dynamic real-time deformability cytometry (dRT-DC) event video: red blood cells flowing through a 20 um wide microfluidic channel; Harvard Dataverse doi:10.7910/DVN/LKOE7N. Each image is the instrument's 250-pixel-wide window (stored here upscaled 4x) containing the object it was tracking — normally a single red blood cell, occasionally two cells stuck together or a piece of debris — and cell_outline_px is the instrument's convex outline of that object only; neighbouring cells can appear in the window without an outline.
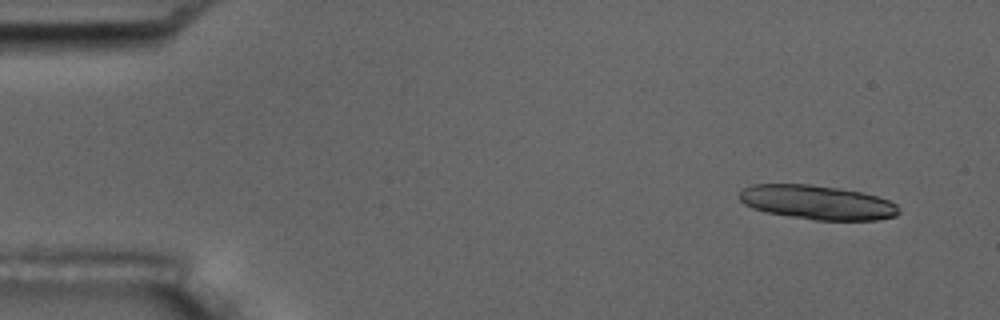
{"species": "common noctule bat (a hibernating species)", "species_latin": "Nyctalus noctula", "temperature_condition": "room temperature", "stored_images_in_passage": 6, "camera_frame_rate_fps": 3000, "um_per_image_px": 0.085, "animal": {"sex": "male", "body_mass_g": 17.5, "forearm_length_mm": 52.3}, "frame": {"image": 1, "passage_image": 1, "time_ms": 0.0, "image_size_px": [1000, 320], "cell_outline_px": [[900, 212], [896, 216], [876, 220], [816, 220], [768, 212], [752, 208], [744, 204], [736, 196], [744, 188], [752, 184], [808, 184], [840, 188], [864, 192], [888, 200], [896, 204]], "centroid_in_image_um": [69.46, 17.19], "position_along_channel_um": 15.5, "area_um2": 31.79}}
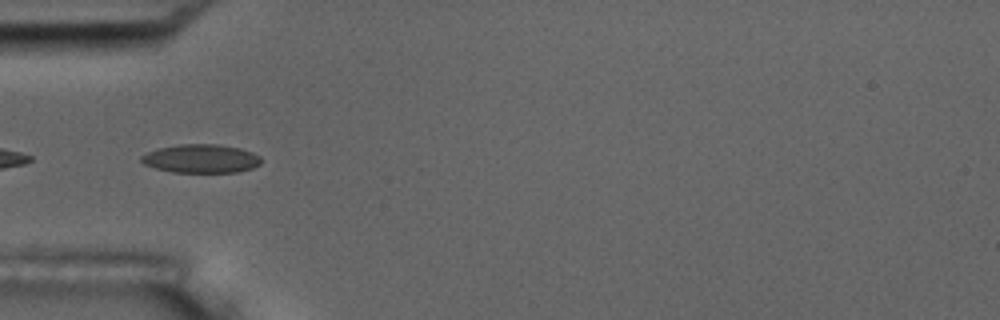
{"frame": {"image": 2, "passage_image": 5, "time_ms": 4.667, "image_size_px": [1000, 320], "cell_outline_px": [[260, 164], [252, 168], [236, 172], [172, 172], [156, 168], [144, 164], [140, 160], [140, 156], [156, 148], [180, 144], [216, 144], [240, 148], [252, 152], [260, 156]], "centroid_in_image_um": [17.07, 13.48], "position_along_channel_um": 67.9, "area_um2": 19.94}}